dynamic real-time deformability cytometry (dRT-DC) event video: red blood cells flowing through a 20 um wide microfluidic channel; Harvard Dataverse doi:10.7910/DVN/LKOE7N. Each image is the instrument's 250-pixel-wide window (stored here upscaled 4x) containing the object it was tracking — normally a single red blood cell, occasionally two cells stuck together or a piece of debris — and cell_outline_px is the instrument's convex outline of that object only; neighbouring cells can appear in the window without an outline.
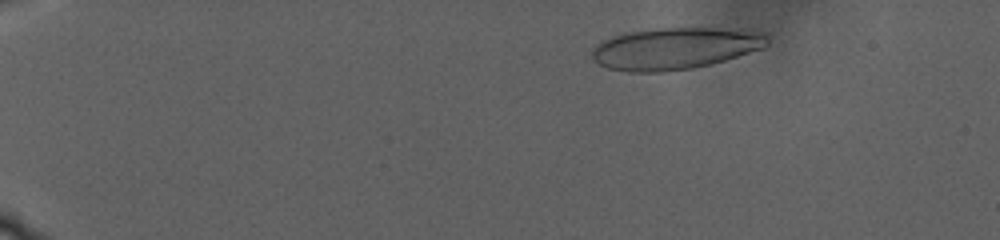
{"species": "human", "species_latin": "Homo sapiens", "temperature_condition": "warm", "stored_images_in_passage": 37, "camera_frame_rate_fps": 3000, "um_per_image_px": 0.085, "donor": {"sex": "male"}, "frame": {"image": 1, "passage_image": 3, "time_ms": 1.333, "image_size_px": [1000, 240], "cell_outline_px": [[768, 44], [764, 48], [712, 64], [692, 68], [664, 72], [628, 72], [608, 68], [592, 60], [592, 48], [596, 44], [620, 32], [656, 28], [744, 28], [764, 32], [768, 40]], "centroid_in_image_um": [57.39, 4.1], "position_along_channel_um": 27.6, "area_um2": 43.41}}
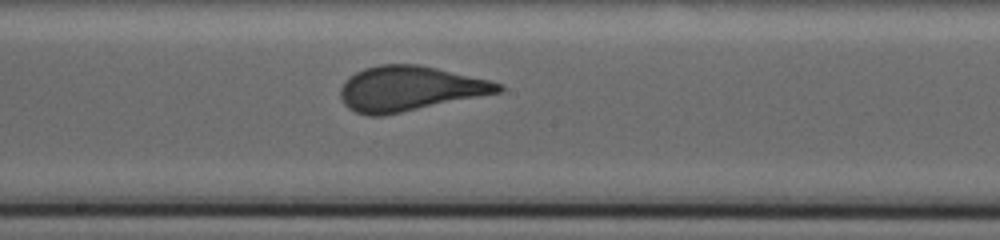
{"frame": {"image": 2, "passage_image": 24, "time_ms": 15.667, "image_size_px": [1000, 240], "cell_outline_px": [[504, 88], [500, 92], [384, 116], [368, 116], [356, 112], [348, 108], [344, 104], [340, 96], [340, 88], [344, 80], [348, 76], [364, 68], [380, 64], [420, 64], [488, 80], [504, 84]], "centroid_in_image_um": [34.77, 7.53], "position_along_channel_um": 213.4, "area_um2": 41.38}}
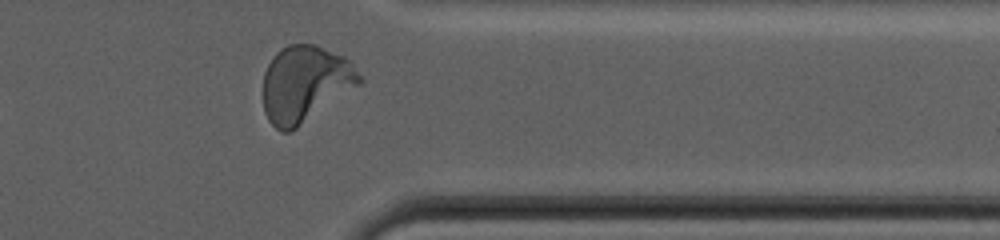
{"frame": {"image": 3, "passage_image": 36, "time_ms": 23.667, "image_size_px": [1000, 240], "cell_outline_px": [[364, 80], [360, 84], [292, 132], [280, 132], [268, 120], [264, 112], [264, 72], [268, 64], [276, 52], [280, 48], [288, 44], [316, 44], [344, 56], [352, 64]], "centroid_in_image_um": [25.92, 7.13], "position_along_channel_um": 385.5, "area_um2": 43.0}}